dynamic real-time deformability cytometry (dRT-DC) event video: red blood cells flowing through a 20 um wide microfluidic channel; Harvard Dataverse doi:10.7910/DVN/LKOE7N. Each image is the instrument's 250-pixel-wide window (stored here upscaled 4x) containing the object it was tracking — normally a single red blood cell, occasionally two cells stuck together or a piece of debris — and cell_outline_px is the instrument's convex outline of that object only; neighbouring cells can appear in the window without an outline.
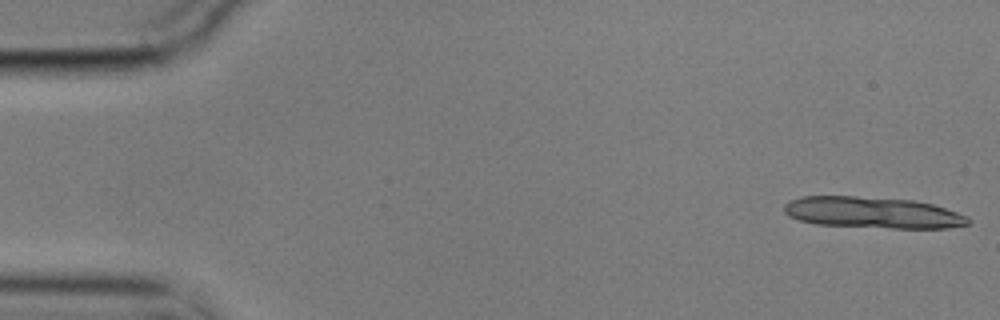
{"species": "common noctule bat (a hibernating species)", "species_latin": "Nyctalus noctula", "temperature_condition": "cold", "stored_images_in_passage": 11, "segment_of_instrument_passage": [1, 2], "camera_frame_rate_fps": 3000, "um_per_image_px": 0.085, "animal": {"sex": "male", "body_mass_g": 17.9}, "frame": {"image": 1, "passage_image": 1, "time_ms": 0.0, "image_size_px": [1000, 320], "cell_outline_px": [[964, 224], [936, 228], [904, 228], [828, 224], [804, 220], [788, 212], [796, 200], [812, 196], [844, 196], [896, 200], [928, 204], [952, 212]], "centroid_in_image_um": [74.14, 18.07], "position_along_channel_um": 10.9, "area_um2": 29.82}}